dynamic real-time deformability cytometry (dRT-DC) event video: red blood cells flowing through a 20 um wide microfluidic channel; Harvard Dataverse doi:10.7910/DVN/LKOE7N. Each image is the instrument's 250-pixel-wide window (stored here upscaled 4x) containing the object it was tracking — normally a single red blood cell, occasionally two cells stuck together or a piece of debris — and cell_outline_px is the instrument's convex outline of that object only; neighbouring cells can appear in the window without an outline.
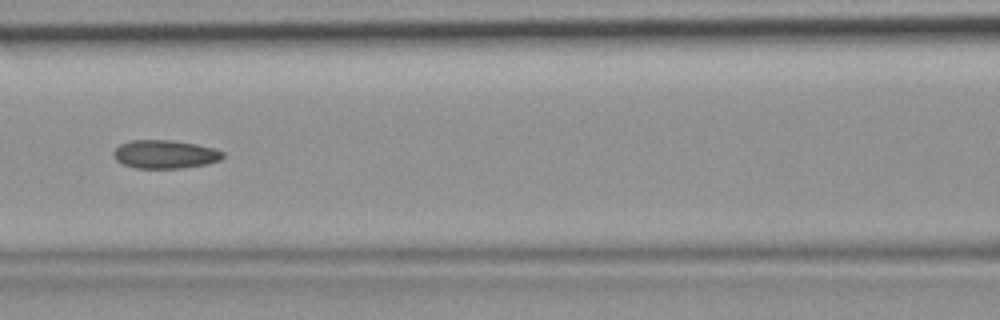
{"species": "common noctule bat (a hibernating species)", "species_latin": "Nyctalus noctula", "temperature_condition": "room temperature", "stored_images_in_passage": 45, "camera_frame_rate_fps": 3000, "um_per_image_px": 0.085, "animal": {"sex": "female", "body_mass_g": 19.9}, "frame": {"image": 1, "passage_image": 20, "time_ms": 6.333, "image_size_px": [1000, 320], "cell_outline_px": [[224, 156], [220, 160], [208, 164], [180, 168], [136, 168], [124, 164], [116, 160], [112, 156], [112, 152], [120, 144], [132, 140], [172, 140], [196, 144], [216, 148], [224, 152]], "centroid_in_image_um": [14.04, 13.11], "position_along_channel_um": 152.6, "area_um2": 18.21}}
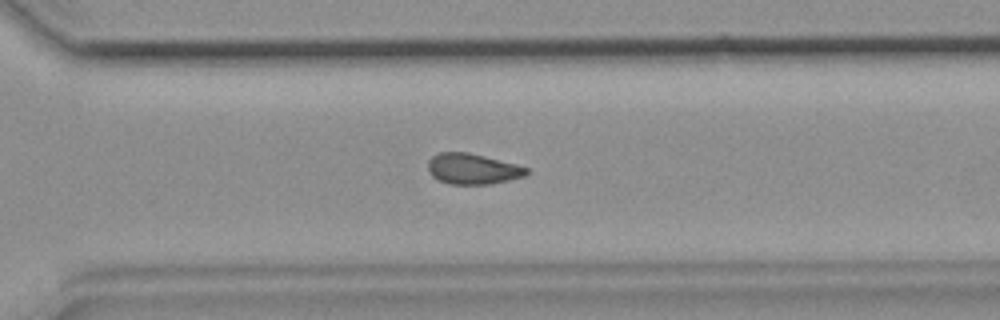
{"frame": {"image": 2, "passage_image": 32, "time_ms": 10.333, "image_size_px": [1000, 320], "cell_outline_px": [[528, 172], [524, 176], [492, 184], [448, 184], [432, 176], [428, 172], [428, 160], [432, 156], [440, 152], [468, 152], [516, 164], [528, 168]], "centroid_in_image_um": [40.15, 14.35], "position_along_channel_um": 330.5, "area_um2": 17.57}}